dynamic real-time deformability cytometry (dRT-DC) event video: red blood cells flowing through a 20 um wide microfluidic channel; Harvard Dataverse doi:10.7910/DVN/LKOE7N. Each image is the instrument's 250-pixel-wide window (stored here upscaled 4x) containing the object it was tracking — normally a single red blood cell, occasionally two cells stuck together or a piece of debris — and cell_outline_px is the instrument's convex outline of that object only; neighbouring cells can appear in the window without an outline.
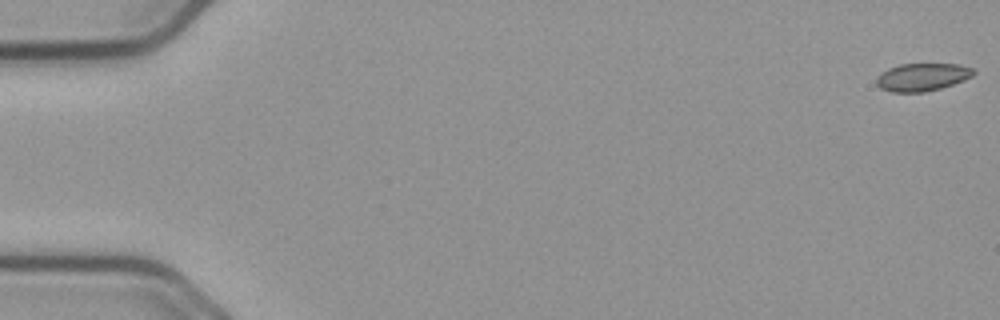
{"species": "common noctule bat (a hibernating species)", "species_latin": "Nyctalus noctula", "temperature_condition": "cold", "stored_images_in_passage": 57, "camera_frame_rate_fps": 3000, "um_per_image_px": 0.085, "animal": {"sex": "male", "body_mass_g": 23.1, "forearm_length_mm": 52.7}, "frame": {"image": 1, "passage_image": 1, "time_ms": 0.0, "image_size_px": [1000, 320], "cell_outline_px": [[976, 72], [972, 76], [964, 80], [940, 88], [924, 92], [892, 92], [880, 88], [876, 84], [876, 76], [880, 72], [888, 68], [900, 64], [960, 64], [972, 68]], "centroid_in_image_um": [78.36, 6.54], "position_along_channel_um": 6.6, "area_um2": 15.78}}
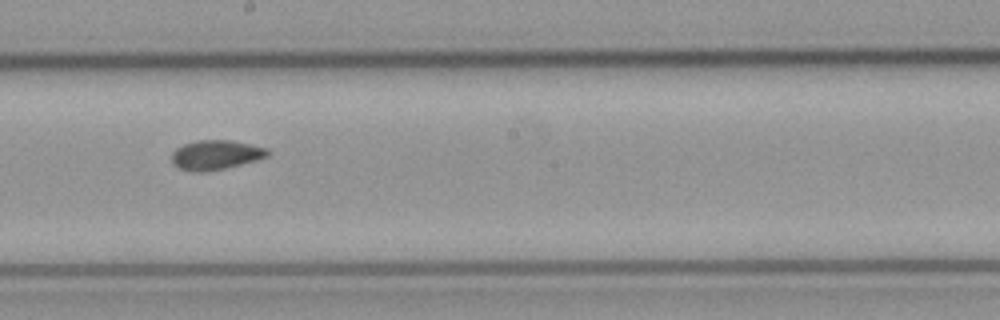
{"frame": {"image": 2, "passage_image": 32, "time_ms": 10.333, "image_size_px": [1000, 320], "cell_outline_px": [[268, 156], [256, 160], [224, 168], [204, 172], [192, 172], [180, 168], [172, 164], [172, 152], [176, 148], [184, 144], [196, 140], [232, 140], [268, 148]], "centroid_in_image_um": [18.31, 13.16], "position_along_channel_um": 229.9, "area_um2": 16.47}}
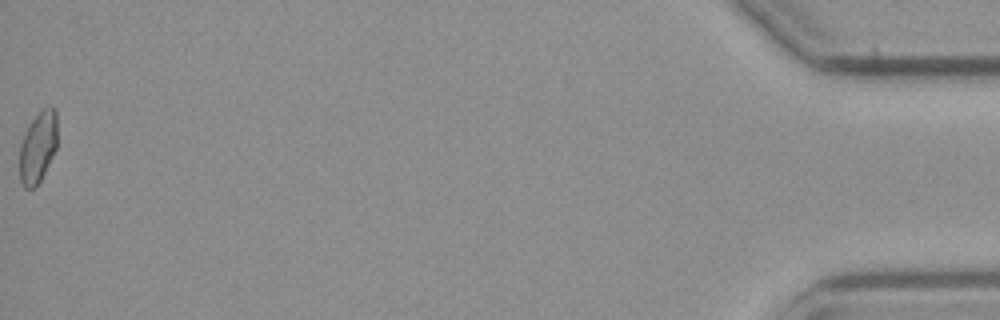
{"frame": {"image": 3, "passage_image": 57, "time_ms": 18.667, "image_size_px": [1000, 320], "cell_outline_px": [[56, 148], [40, 180], [32, 188], [24, 188], [20, 180], [20, 144], [32, 120], [44, 108], [56, 108]], "centroid_in_image_um": [3.22, 12.52], "position_along_channel_um": 432.0, "area_um2": 15.09}, "authors_computed_cell_mechanics": {"area_um2": 16.0684, "velocity_mm_per_s": 3.6851, "shape_relaxation_time_tau1_ms": null, "shape_relaxation_time_tau2_ms": 3.835, "deformation_change_tau1": null, "deformation_change_tau2": 0.0499}}